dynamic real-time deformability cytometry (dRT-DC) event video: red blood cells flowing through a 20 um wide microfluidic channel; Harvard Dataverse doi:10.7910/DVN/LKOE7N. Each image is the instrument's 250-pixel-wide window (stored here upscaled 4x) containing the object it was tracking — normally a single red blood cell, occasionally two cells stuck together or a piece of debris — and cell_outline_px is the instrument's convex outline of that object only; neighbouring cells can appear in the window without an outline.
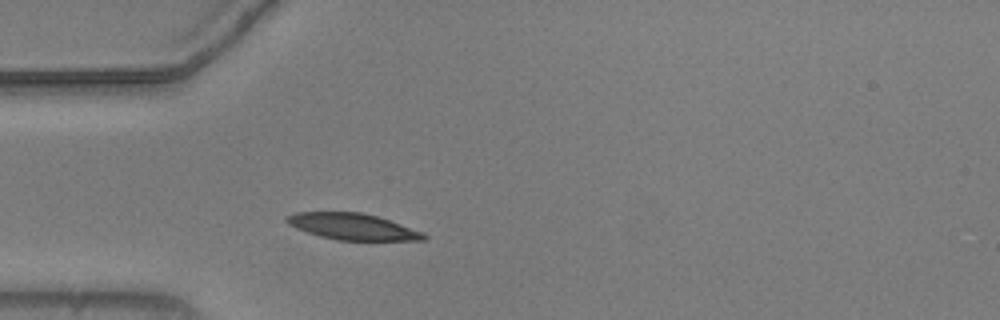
{"species": "common noctule bat (a hibernating species)", "species_latin": "Nyctalus noctula", "temperature_condition": "warm", "stored_images_in_passage": 19, "camera_frame_rate_fps": 3000, "um_per_image_px": 0.085, "animal": {"sex": "male", "body_mass_g": 20.5, "forearm_length_mm": 52.5}, "frame": {"image": 1, "passage_image": 1, "time_ms": 0.0, "image_size_px": [1000, 320], "cell_outline_px": [[428, 236], [424, 240], [336, 240], [320, 236], [296, 228], [288, 224], [284, 220], [284, 216], [296, 212], [360, 212], [376, 216], [424, 232]], "centroid_in_image_um": [29.93, 19.26], "position_along_channel_um": 55.1, "area_um2": 20.92}}
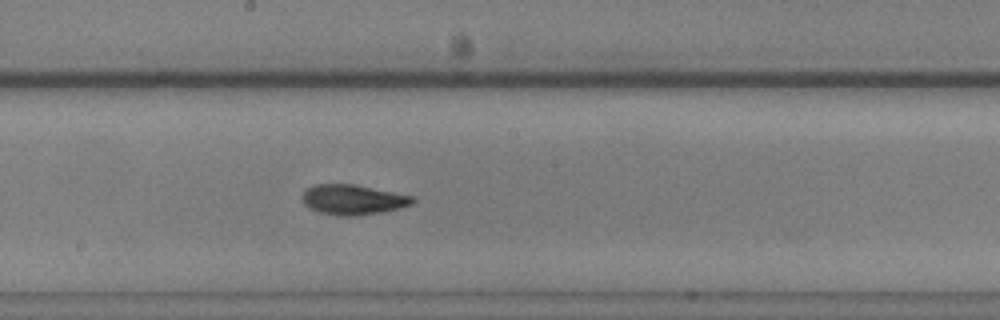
{"frame": {"image": 2, "passage_image": 9, "time_ms": 2.667, "image_size_px": [1000, 320], "cell_outline_px": [[416, 200], [412, 204], [400, 208], [380, 212], [356, 216], [344, 216], [320, 212], [308, 208], [304, 204], [304, 192], [308, 188], [316, 184], [356, 184], [416, 196]], "centroid_in_image_um": [30.07, 16.96], "position_along_channel_um": 218.1, "area_um2": 19.36}}
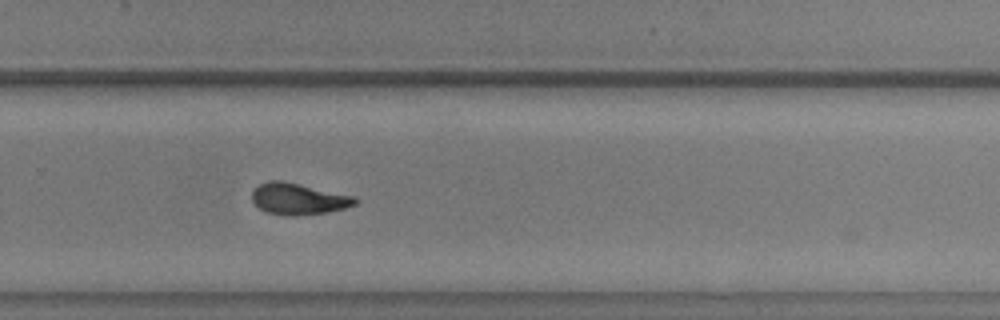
{"frame": {"image": 3, "passage_image": 16, "time_ms": 5.0, "image_size_px": [1000, 320], "cell_outline_px": [[360, 200], [356, 204], [344, 208], [324, 212], [296, 216], [292, 216], [268, 212], [260, 208], [252, 200], [252, 192], [260, 184], [268, 180], [284, 180], [356, 196]], "centroid_in_image_um": [25.4, 16.88], "position_along_channel_um": 304.4, "area_um2": 18.9}}